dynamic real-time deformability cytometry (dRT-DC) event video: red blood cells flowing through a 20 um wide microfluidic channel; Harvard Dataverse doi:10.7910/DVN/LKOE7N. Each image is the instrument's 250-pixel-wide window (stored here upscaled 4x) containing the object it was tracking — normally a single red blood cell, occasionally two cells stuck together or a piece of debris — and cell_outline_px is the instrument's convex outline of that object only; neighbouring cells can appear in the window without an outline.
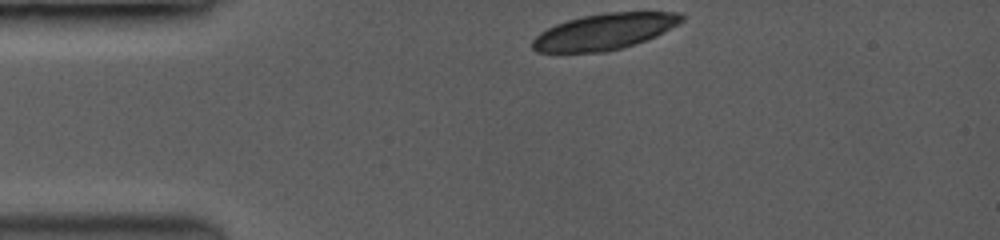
{"species": "common noctule bat (a hibernating species)", "species_latin": "Nyctalus noctula", "temperature_condition": "room temperature", "stored_images_in_passage": 45, "camera_frame_rate_fps": 3500, "um_per_image_px": 0.085, "animal": {"sex": "female", "body_mass_g": 19.0, "forearm_length_mm": 53.3}, "frame": {"image": 1, "passage_image": 1, "time_ms": 0.0, "image_size_px": [1000, 240], "cell_outline_px": [[684, 20], [656, 36], [620, 48], [604, 52], [536, 52], [532, 48], [532, 40], [540, 32], [556, 24], [568, 20], [584, 16], [604, 12], [676, 12], [684, 16]], "centroid_in_image_um": [51.35, 2.68], "position_along_channel_um": 33.7, "area_um2": 30.98}}